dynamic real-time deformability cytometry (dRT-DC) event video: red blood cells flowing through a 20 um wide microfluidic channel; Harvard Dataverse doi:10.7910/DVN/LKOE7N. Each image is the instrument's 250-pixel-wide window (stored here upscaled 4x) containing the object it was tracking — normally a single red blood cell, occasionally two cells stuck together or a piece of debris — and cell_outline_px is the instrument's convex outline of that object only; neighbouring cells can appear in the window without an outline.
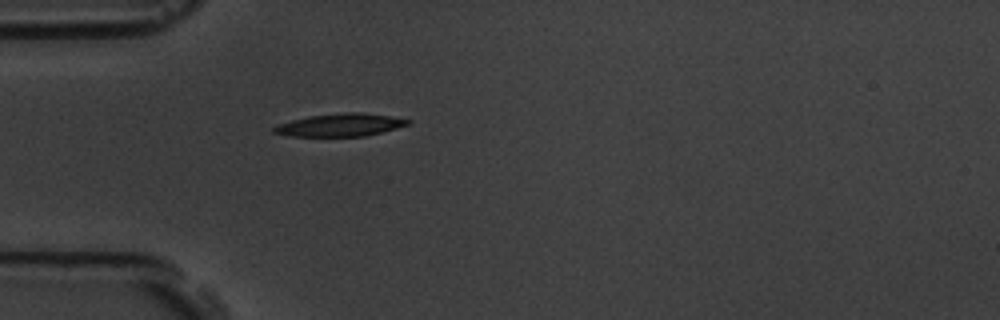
{"species": "common noctule bat (a hibernating species)", "species_latin": "Nyctalus noctula", "temperature_condition": "room temperature", "stored_images_in_passage": 5, "camera_frame_rate_fps": 3000, "um_per_image_px": 0.085, "animal": {"sex": "male", "body_mass_g": 19.5, "forearm_length_mm": 54.6}, "frame": {"image": 1, "passage_image": 5, "time_ms": 4.667, "image_size_px": [1000, 320], "cell_outline_px": [[412, 120], [408, 124], [396, 128], [364, 136], [288, 136], [272, 132], [272, 128], [280, 124], [292, 120], [308, 116], [352, 112], [360, 112], [392, 116]], "centroid_in_image_um": [28.92, 10.62], "position_along_channel_um": 56.1, "area_um2": 17.51}}